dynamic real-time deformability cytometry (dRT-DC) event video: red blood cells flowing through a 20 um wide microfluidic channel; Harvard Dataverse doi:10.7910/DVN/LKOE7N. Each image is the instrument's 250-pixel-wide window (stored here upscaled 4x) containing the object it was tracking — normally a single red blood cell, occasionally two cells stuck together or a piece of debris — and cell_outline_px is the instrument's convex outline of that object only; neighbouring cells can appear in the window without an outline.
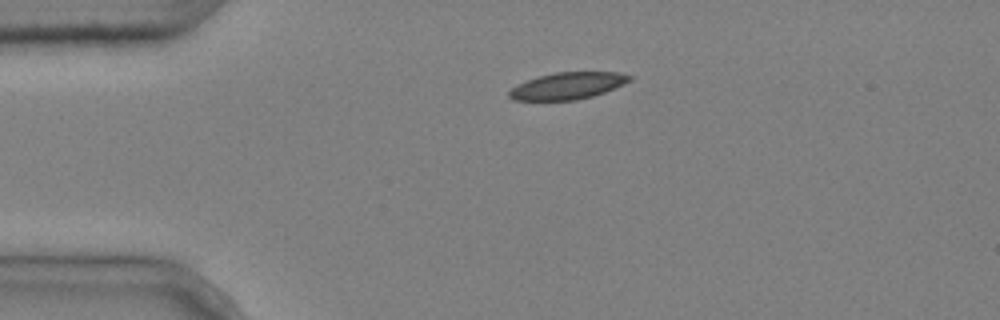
{"species": "common noctule bat (a hibernating species)", "species_latin": "Nyctalus noctula", "temperature_condition": "cold", "stored_images_in_passage": 2, "camera_frame_rate_fps": 3000, "um_per_image_px": 0.085, "animal": {"sex": "male", "body_mass_g": 20.4}, "frame": {"image": 1, "passage_image": 1, "time_ms": 0.0, "image_size_px": [1000, 320], "cell_outline_px": [[632, 80], [624, 84], [604, 92], [592, 96], [576, 100], [512, 100], [508, 96], [508, 92], [516, 84], [540, 76], [556, 72], [616, 72], [632, 76]], "centroid_in_image_um": [48.24, 7.29], "position_along_channel_um": 36.8, "area_um2": 18.73}}